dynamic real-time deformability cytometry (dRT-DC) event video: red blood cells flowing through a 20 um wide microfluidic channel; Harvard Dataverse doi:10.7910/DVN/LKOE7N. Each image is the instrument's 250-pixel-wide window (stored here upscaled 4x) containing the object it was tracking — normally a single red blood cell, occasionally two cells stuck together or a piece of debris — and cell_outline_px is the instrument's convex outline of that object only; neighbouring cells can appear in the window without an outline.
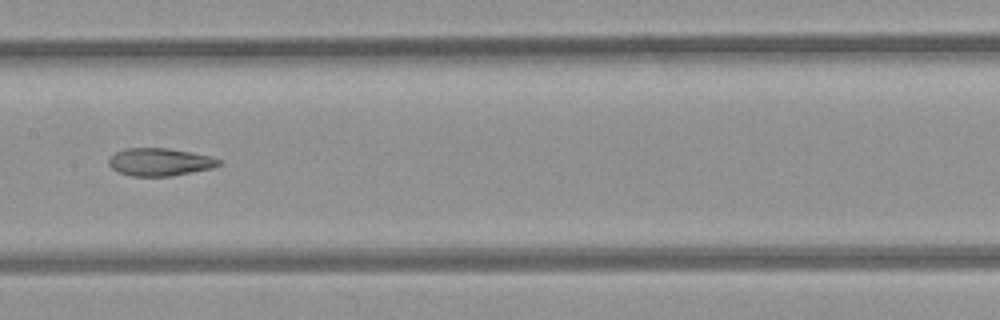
{"species": "common noctule bat (a hibernating species)", "species_latin": "Nyctalus noctula", "temperature_condition": "room temperature", "stored_images_in_passage": 30, "camera_frame_rate_fps": 3000, "um_per_image_px": 0.085, "animal": {"sex": "female", "body_mass_g": 21.9}, "frame": {"image": 1, "passage_image": 26, "time_ms": 8.333, "image_size_px": [1000, 320], "cell_outline_px": [[220, 164], [212, 168], [172, 176], [132, 176], [120, 172], [112, 168], [108, 164], [108, 160], [116, 152], [124, 148], [168, 148], [192, 152], [212, 156], [220, 160]], "centroid_in_image_um": [13.59, 13.76], "position_along_channel_um": 193.8, "area_um2": 17.74}}